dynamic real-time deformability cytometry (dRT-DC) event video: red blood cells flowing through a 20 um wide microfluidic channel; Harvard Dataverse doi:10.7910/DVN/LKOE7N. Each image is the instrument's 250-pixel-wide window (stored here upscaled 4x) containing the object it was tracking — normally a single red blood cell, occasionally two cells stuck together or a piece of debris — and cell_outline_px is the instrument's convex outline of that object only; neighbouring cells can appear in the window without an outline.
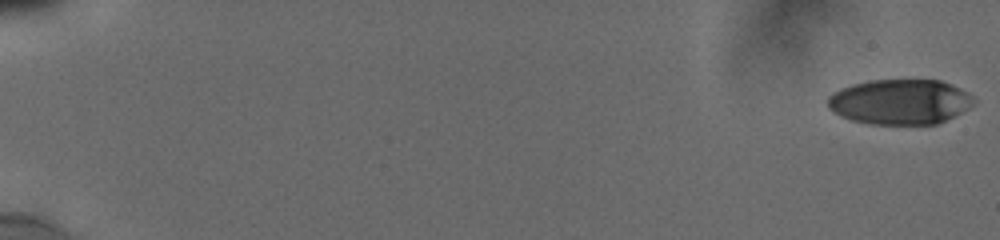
{"species": "human", "species_latin": "Homo sapiens", "temperature_condition": "cold", "stored_images_in_passage": 35, "camera_frame_rate_fps": 3000, "um_per_image_px": 0.085, "donor": {"sex": "male"}, "frame": {"image": 1, "passage_image": 1, "time_ms": 0.0, "image_size_px": [1000, 240], "cell_outline_px": [[976, 104], [936, 124], [872, 124], [852, 120], [840, 116], [832, 112], [828, 108], [828, 96], [832, 92], [840, 88], [852, 84], [868, 80], [940, 80], [952, 84], [968, 92], [976, 100]], "centroid_in_image_um": [76.48, 8.64], "position_along_channel_um": 8.5, "area_um2": 38.61}}
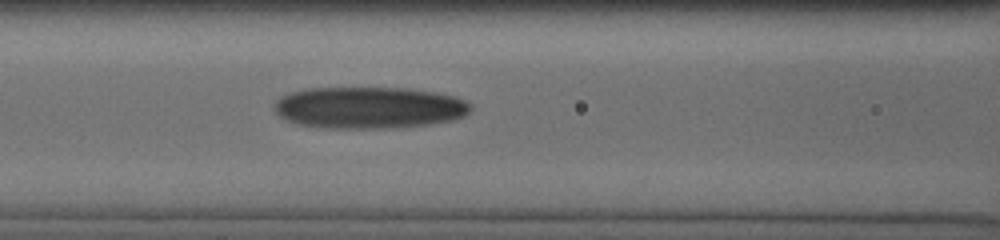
{"frame": {"image": 2, "passage_image": 24, "time_ms": 8.667, "image_size_px": [1000, 240], "cell_outline_px": [[472, 108], [464, 116], [452, 120], [428, 124], [384, 128], [324, 128], [296, 124], [280, 116], [272, 108], [272, 104], [280, 96], [304, 88], [408, 88], [436, 92], [456, 96], [472, 104]], "centroid_in_image_um": [31.34, 9.14], "position_along_channel_um": 135.3, "area_um2": 48.03}}
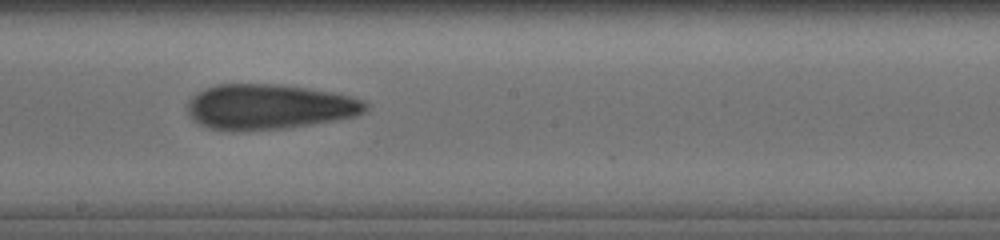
{"frame": {"image": 3, "passage_image": 34, "time_ms": 11.0, "image_size_px": [1000, 240], "cell_outline_px": [[372, 104], [368, 112], [356, 116], [340, 120], [284, 128], [232, 132], [208, 128], [192, 120], [188, 116], [188, 100], [196, 92], [204, 88], [216, 84], [276, 84], [308, 88], [336, 92], [352, 96], [364, 100]], "centroid_in_image_um": [22.92, 9.08], "position_along_channel_um": 225.3, "area_um2": 47.97}}